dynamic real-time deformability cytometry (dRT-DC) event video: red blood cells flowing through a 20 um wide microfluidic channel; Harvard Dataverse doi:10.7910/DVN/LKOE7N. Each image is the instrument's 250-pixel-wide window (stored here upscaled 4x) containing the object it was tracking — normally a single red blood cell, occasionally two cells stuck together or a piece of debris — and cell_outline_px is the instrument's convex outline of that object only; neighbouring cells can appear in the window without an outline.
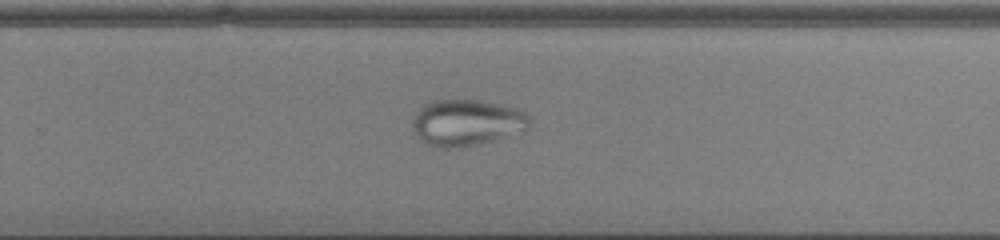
{"species": "common noctule bat (a hibernating species)", "species_latin": "Nyctalus noctula", "temperature_condition": "cold", "stored_images_in_passage": 53, "camera_frame_rate_fps": 3000, "um_per_image_px": 0.085, "animal": {"sex": "male", "body_mass_g": 13.0, "forearm_length_mm": 53.1}, "frame": {"image": 1, "passage_image": 36, "time_ms": 11.667, "image_size_px": [1000, 240], "cell_outline_px": [[528, 128], [496, 140], [480, 144], [456, 148], [432, 148], [424, 144], [412, 132], [412, 120], [416, 112], [424, 104], [436, 100], [480, 100], [500, 104], [516, 108], [524, 112], [528, 116]], "centroid_in_image_um": [39.59, 10.45], "position_along_channel_um": 290.2, "area_um2": 31.91}}
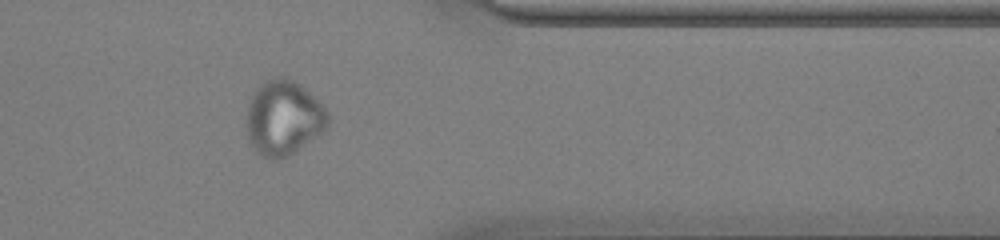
{"frame": {"image": 2, "passage_image": 44, "time_ms": 14.333, "image_size_px": [1000, 240], "cell_outline_px": [[332, 120], [328, 128], [324, 132], [288, 156], [276, 160], [268, 160], [256, 152], [248, 140], [248, 104], [256, 88], [264, 80], [272, 76], [284, 76], [292, 80], [308, 92], [328, 112]], "centroid_in_image_um": [24.12, 10.04], "position_along_channel_um": 387.3, "area_um2": 35.66}}